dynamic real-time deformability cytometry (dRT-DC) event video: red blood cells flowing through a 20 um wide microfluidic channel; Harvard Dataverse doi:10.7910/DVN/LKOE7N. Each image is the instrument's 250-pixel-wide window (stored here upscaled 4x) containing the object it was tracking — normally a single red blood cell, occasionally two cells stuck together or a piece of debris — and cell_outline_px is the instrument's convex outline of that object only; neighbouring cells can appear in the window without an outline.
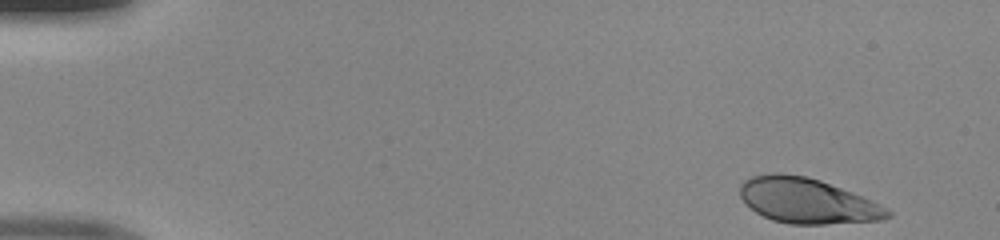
{"species": "human", "species_latin": "Homo sapiens", "temperature_condition": "room temperature", "stored_images_in_passage": 47, "camera_frame_rate_fps": 3000, "um_per_image_px": 0.085, "donor": {"sex": "male"}, "frame": {"image": 1, "passage_image": 1, "time_ms": 0.0, "image_size_px": [1000, 240], "cell_outline_px": [[892, 216], [884, 220], [824, 224], [788, 224], [772, 220], [756, 212], [740, 196], [740, 184], [744, 180], [752, 176], [776, 172], [804, 176], [820, 180], [852, 192], [880, 204], [892, 212]], "centroid_in_image_um": [68.63, 17.07], "position_along_channel_um": 16.4, "area_um2": 38.73}}
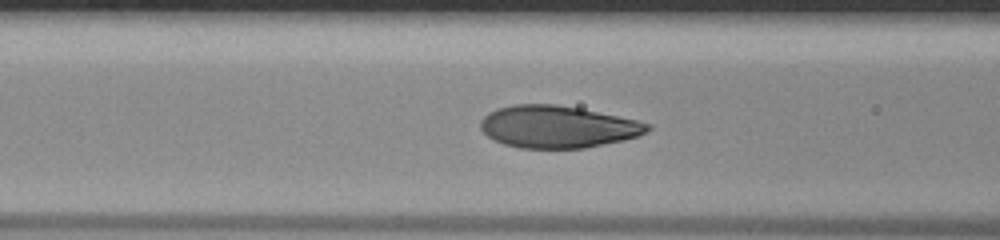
{"frame": {"image": 2, "passage_image": 18, "time_ms": 5.667, "image_size_px": [1000, 240], "cell_outline_px": [[652, 128], [640, 136], [624, 140], [584, 148], [520, 148], [504, 144], [488, 136], [480, 128], [480, 120], [488, 112], [496, 108], [512, 104], [556, 104], [580, 108], [636, 120], [652, 124]], "centroid_in_image_um": [47.4, 10.77], "position_along_channel_um": 119.2, "area_um2": 41.15}}
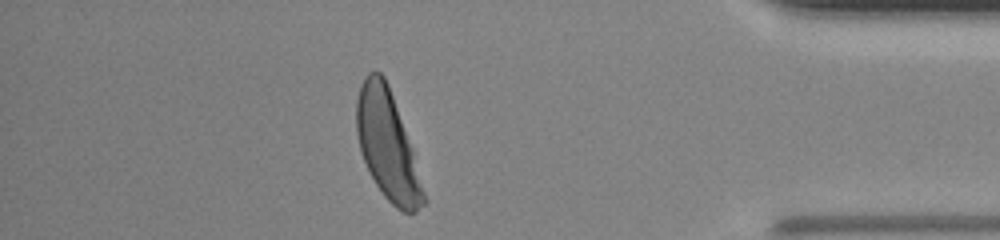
{"frame": {"image": 3, "passage_image": 41, "time_ms": 13.333, "image_size_px": [1000, 240], "cell_outline_px": [[428, 200], [416, 212], [404, 212], [396, 208], [384, 196], [376, 184], [364, 160], [360, 148], [356, 132], [356, 100], [360, 84], [364, 76], [368, 72], [380, 72], [384, 76], [388, 84], [412, 148]], "centroid_in_image_um": [32.94, 12.35], "position_along_channel_um": 402.3, "area_um2": 42.25}}